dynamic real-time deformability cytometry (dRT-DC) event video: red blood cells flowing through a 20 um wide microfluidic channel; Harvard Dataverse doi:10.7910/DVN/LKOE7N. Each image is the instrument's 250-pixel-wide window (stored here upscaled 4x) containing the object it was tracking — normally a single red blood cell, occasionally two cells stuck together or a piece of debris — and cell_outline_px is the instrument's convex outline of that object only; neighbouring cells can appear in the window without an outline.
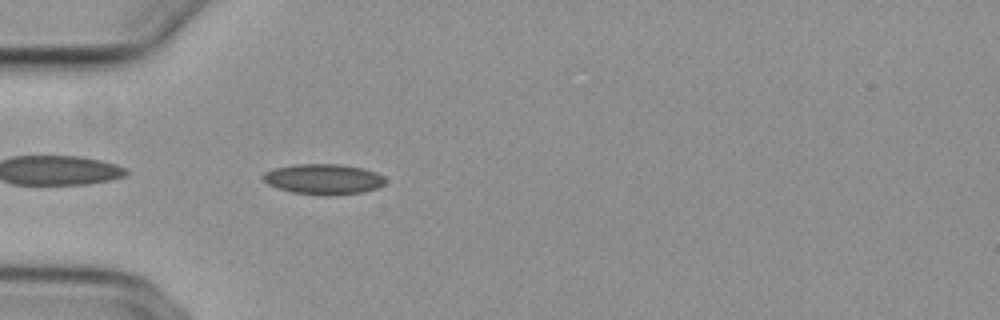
{"species": "common noctule bat (a hibernating species)", "species_latin": "Nyctalus noctula", "temperature_condition": "cold", "stored_images_in_passage": 40, "camera_frame_rate_fps": 3000, "um_per_image_px": 0.085, "animal": {"sex": "female", "body_mass_g": 29.2, "forearm_length_mm": 56.3}, "frame": {"image": 1, "passage_image": 2, "time_ms": 0.333, "image_size_px": [1000, 320], "cell_outline_px": [[384, 184], [376, 188], [364, 192], [292, 192], [276, 188], [268, 184], [260, 176], [264, 172], [272, 168], [296, 164], [340, 164], [364, 168], [376, 172], [384, 176]], "centroid_in_image_um": [27.45, 15.16], "position_along_channel_um": 57.6, "area_um2": 20.87}}
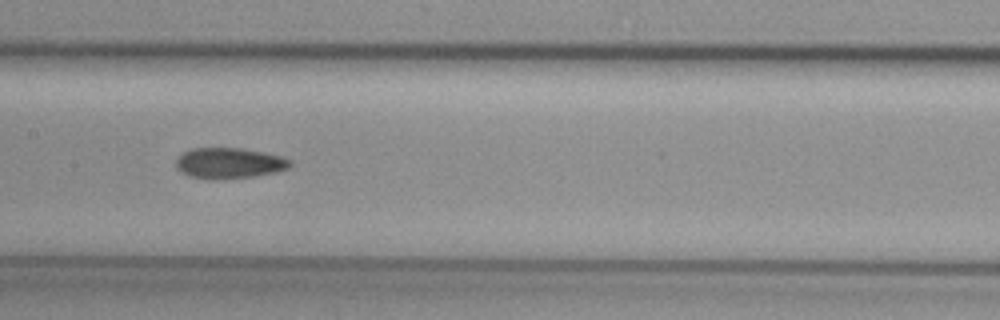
{"frame": {"image": 2, "passage_image": 13, "time_ms": 4.0, "image_size_px": [1000, 320], "cell_outline_px": [[292, 164], [288, 168], [276, 172], [252, 176], [212, 180], [188, 176], [180, 172], [176, 168], [176, 160], [184, 152], [192, 148], [240, 148], [264, 152], [280, 156], [292, 160]], "centroid_in_image_um": [19.46, 13.87], "position_along_channel_um": 187.9, "area_um2": 20.46}}
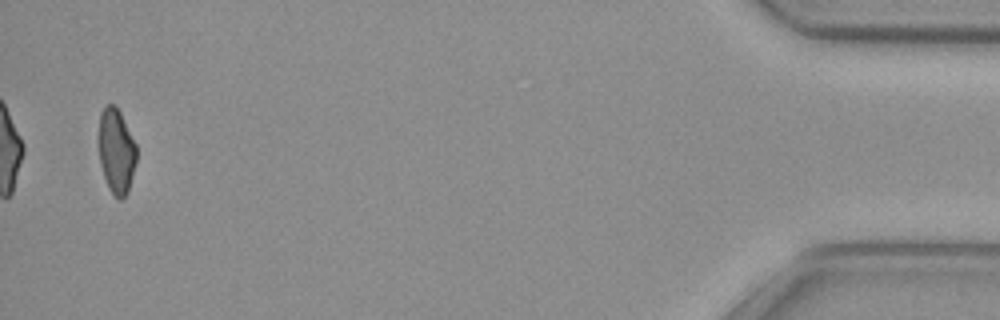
{"frame": {"image": 3, "passage_image": 39, "time_ms": 12.667, "image_size_px": [1000, 320], "cell_outline_px": [[136, 160], [128, 192], [120, 200], [108, 188], [100, 164], [100, 112], [104, 104], [112, 104], [120, 112], [136, 144]], "centroid_in_image_um": [9.89, 12.83], "position_along_channel_um": 425.3, "area_um2": 18.32}, "authors_computed_cell_mechanics": {"area_um2": 20.2878, "velocity_mm_per_s": 3.7391, "shape_relaxation_time_tau1_ms": null, "shape_relaxation_time_tau2_ms": 4.1928, "deformation_change_tau1": null, "deformation_change_tau2": 0.1017}}